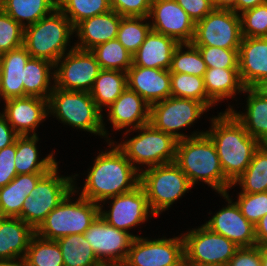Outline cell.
<instances>
[{
	"label": "cell",
	"instance_id": "obj_44",
	"mask_svg": "<svg viewBox=\"0 0 267 266\" xmlns=\"http://www.w3.org/2000/svg\"><path fill=\"white\" fill-rule=\"evenodd\" d=\"M243 37H267V3L240 14Z\"/></svg>",
	"mask_w": 267,
	"mask_h": 266
},
{
	"label": "cell",
	"instance_id": "obj_24",
	"mask_svg": "<svg viewBox=\"0 0 267 266\" xmlns=\"http://www.w3.org/2000/svg\"><path fill=\"white\" fill-rule=\"evenodd\" d=\"M35 230L18 217L0 216V260L25 258Z\"/></svg>",
	"mask_w": 267,
	"mask_h": 266
},
{
	"label": "cell",
	"instance_id": "obj_55",
	"mask_svg": "<svg viewBox=\"0 0 267 266\" xmlns=\"http://www.w3.org/2000/svg\"><path fill=\"white\" fill-rule=\"evenodd\" d=\"M253 88L262 96L267 98V77L263 78Z\"/></svg>",
	"mask_w": 267,
	"mask_h": 266
},
{
	"label": "cell",
	"instance_id": "obj_40",
	"mask_svg": "<svg viewBox=\"0 0 267 266\" xmlns=\"http://www.w3.org/2000/svg\"><path fill=\"white\" fill-rule=\"evenodd\" d=\"M206 70L201 53L192 43H181L175 48L169 72L204 77Z\"/></svg>",
	"mask_w": 267,
	"mask_h": 266
},
{
	"label": "cell",
	"instance_id": "obj_46",
	"mask_svg": "<svg viewBox=\"0 0 267 266\" xmlns=\"http://www.w3.org/2000/svg\"><path fill=\"white\" fill-rule=\"evenodd\" d=\"M152 0H110L111 10L122 17H149Z\"/></svg>",
	"mask_w": 267,
	"mask_h": 266
},
{
	"label": "cell",
	"instance_id": "obj_7",
	"mask_svg": "<svg viewBox=\"0 0 267 266\" xmlns=\"http://www.w3.org/2000/svg\"><path fill=\"white\" fill-rule=\"evenodd\" d=\"M75 195H78L77 199L74 198ZM99 210L98 203L82 197L73 190L46 216L35 230V234L43 239L55 241L68 235L84 234L99 215Z\"/></svg>",
	"mask_w": 267,
	"mask_h": 266
},
{
	"label": "cell",
	"instance_id": "obj_26",
	"mask_svg": "<svg viewBox=\"0 0 267 266\" xmlns=\"http://www.w3.org/2000/svg\"><path fill=\"white\" fill-rule=\"evenodd\" d=\"M179 43L153 30L132 56V65L169 70L172 55Z\"/></svg>",
	"mask_w": 267,
	"mask_h": 266
},
{
	"label": "cell",
	"instance_id": "obj_11",
	"mask_svg": "<svg viewBox=\"0 0 267 266\" xmlns=\"http://www.w3.org/2000/svg\"><path fill=\"white\" fill-rule=\"evenodd\" d=\"M184 263L226 266L239 247L228 238L211 231L204 224L181 233Z\"/></svg>",
	"mask_w": 267,
	"mask_h": 266
},
{
	"label": "cell",
	"instance_id": "obj_22",
	"mask_svg": "<svg viewBox=\"0 0 267 266\" xmlns=\"http://www.w3.org/2000/svg\"><path fill=\"white\" fill-rule=\"evenodd\" d=\"M238 69L245 88L267 77V37H243L238 50Z\"/></svg>",
	"mask_w": 267,
	"mask_h": 266
},
{
	"label": "cell",
	"instance_id": "obj_59",
	"mask_svg": "<svg viewBox=\"0 0 267 266\" xmlns=\"http://www.w3.org/2000/svg\"><path fill=\"white\" fill-rule=\"evenodd\" d=\"M5 0H0V10H2Z\"/></svg>",
	"mask_w": 267,
	"mask_h": 266
},
{
	"label": "cell",
	"instance_id": "obj_39",
	"mask_svg": "<svg viewBox=\"0 0 267 266\" xmlns=\"http://www.w3.org/2000/svg\"><path fill=\"white\" fill-rule=\"evenodd\" d=\"M91 52L95 55L101 69L127 72L132 66V55L117 38L96 46Z\"/></svg>",
	"mask_w": 267,
	"mask_h": 266
},
{
	"label": "cell",
	"instance_id": "obj_54",
	"mask_svg": "<svg viewBox=\"0 0 267 266\" xmlns=\"http://www.w3.org/2000/svg\"><path fill=\"white\" fill-rule=\"evenodd\" d=\"M0 266H27L24 258H17L12 260H0Z\"/></svg>",
	"mask_w": 267,
	"mask_h": 266
},
{
	"label": "cell",
	"instance_id": "obj_49",
	"mask_svg": "<svg viewBox=\"0 0 267 266\" xmlns=\"http://www.w3.org/2000/svg\"><path fill=\"white\" fill-rule=\"evenodd\" d=\"M196 23L213 9L211 0H175Z\"/></svg>",
	"mask_w": 267,
	"mask_h": 266
},
{
	"label": "cell",
	"instance_id": "obj_45",
	"mask_svg": "<svg viewBox=\"0 0 267 266\" xmlns=\"http://www.w3.org/2000/svg\"><path fill=\"white\" fill-rule=\"evenodd\" d=\"M207 68H238V50L214 46H195Z\"/></svg>",
	"mask_w": 267,
	"mask_h": 266
},
{
	"label": "cell",
	"instance_id": "obj_18",
	"mask_svg": "<svg viewBox=\"0 0 267 266\" xmlns=\"http://www.w3.org/2000/svg\"><path fill=\"white\" fill-rule=\"evenodd\" d=\"M219 195L226 200V206L214 213L204 225L211 231L228 238L239 248L257 246L255 226L243 216L239 206L229 195V191Z\"/></svg>",
	"mask_w": 267,
	"mask_h": 266
},
{
	"label": "cell",
	"instance_id": "obj_12",
	"mask_svg": "<svg viewBox=\"0 0 267 266\" xmlns=\"http://www.w3.org/2000/svg\"><path fill=\"white\" fill-rule=\"evenodd\" d=\"M240 15L230 9H213L195 23L194 46L239 49L242 41Z\"/></svg>",
	"mask_w": 267,
	"mask_h": 266
},
{
	"label": "cell",
	"instance_id": "obj_1",
	"mask_svg": "<svg viewBox=\"0 0 267 266\" xmlns=\"http://www.w3.org/2000/svg\"><path fill=\"white\" fill-rule=\"evenodd\" d=\"M100 151L87 170L83 187L76 185L79 174L73 175L74 190L82 197L100 204L107 198L127 193L140 185V172L113 141ZM79 190L81 192H79Z\"/></svg>",
	"mask_w": 267,
	"mask_h": 266
},
{
	"label": "cell",
	"instance_id": "obj_14",
	"mask_svg": "<svg viewBox=\"0 0 267 266\" xmlns=\"http://www.w3.org/2000/svg\"><path fill=\"white\" fill-rule=\"evenodd\" d=\"M105 204L110 206L109 210H104L105 206L103 205ZM99 206V215L108 224L128 233L131 229L147 222L149 217L151 219L157 217L151 211L146 193L141 185L130 192L107 198Z\"/></svg>",
	"mask_w": 267,
	"mask_h": 266
},
{
	"label": "cell",
	"instance_id": "obj_35",
	"mask_svg": "<svg viewBox=\"0 0 267 266\" xmlns=\"http://www.w3.org/2000/svg\"><path fill=\"white\" fill-rule=\"evenodd\" d=\"M60 246L64 266H104L96 257L84 234L61 237Z\"/></svg>",
	"mask_w": 267,
	"mask_h": 266
},
{
	"label": "cell",
	"instance_id": "obj_33",
	"mask_svg": "<svg viewBox=\"0 0 267 266\" xmlns=\"http://www.w3.org/2000/svg\"><path fill=\"white\" fill-rule=\"evenodd\" d=\"M56 8L57 0H5L2 10L25 28L50 15Z\"/></svg>",
	"mask_w": 267,
	"mask_h": 266
},
{
	"label": "cell",
	"instance_id": "obj_23",
	"mask_svg": "<svg viewBox=\"0 0 267 266\" xmlns=\"http://www.w3.org/2000/svg\"><path fill=\"white\" fill-rule=\"evenodd\" d=\"M122 16L114 10L82 20L74 27L75 48L91 51L96 46L117 38Z\"/></svg>",
	"mask_w": 267,
	"mask_h": 266
},
{
	"label": "cell",
	"instance_id": "obj_9",
	"mask_svg": "<svg viewBox=\"0 0 267 266\" xmlns=\"http://www.w3.org/2000/svg\"><path fill=\"white\" fill-rule=\"evenodd\" d=\"M58 164L45 173L26 197L21 210V219L36 230L46 216L74 190L73 174L59 175Z\"/></svg>",
	"mask_w": 267,
	"mask_h": 266
},
{
	"label": "cell",
	"instance_id": "obj_20",
	"mask_svg": "<svg viewBox=\"0 0 267 266\" xmlns=\"http://www.w3.org/2000/svg\"><path fill=\"white\" fill-rule=\"evenodd\" d=\"M107 120L114 131L137 129L149 123L150 105L136 92L126 88L108 107Z\"/></svg>",
	"mask_w": 267,
	"mask_h": 266
},
{
	"label": "cell",
	"instance_id": "obj_27",
	"mask_svg": "<svg viewBox=\"0 0 267 266\" xmlns=\"http://www.w3.org/2000/svg\"><path fill=\"white\" fill-rule=\"evenodd\" d=\"M245 93L246 112H238L230 104L225 111H231L251 137L256 138L261 144H267V98L254 88H245L243 94Z\"/></svg>",
	"mask_w": 267,
	"mask_h": 266
},
{
	"label": "cell",
	"instance_id": "obj_25",
	"mask_svg": "<svg viewBox=\"0 0 267 266\" xmlns=\"http://www.w3.org/2000/svg\"><path fill=\"white\" fill-rule=\"evenodd\" d=\"M1 58L0 100L24 97V67L31 55L24 46L5 52Z\"/></svg>",
	"mask_w": 267,
	"mask_h": 266
},
{
	"label": "cell",
	"instance_id": "obj_43",
	"mask_svg": "<svg viewBox=\"0 0 267 266\" xmlns=\"http://www.w3.org/2000/svg\"><path fill=\"white\" fill-rule=\"evenodd\" d=\"M235 202L243 216L254 226L267 214V191L260 193L238 192Z\"/></svg>",
	"mask_w": 267,
	"mask_h": 266
},
{
	"label": "cell",
	"instance_id": "obj_38",
	"mask_svg": "<svg viewBox=\"0 0 267 266\" xmlns=\"http://www.w3.org/2000/svg\"><path fill=\"white\" fill-rule=\"evenodd\" d=\"M152 30L148 17H122L117 40L133 56Z\"/></svg>",
	"mask_w": 267,
	"mask_h": 266
},
{
	"label": "cell",
	"instance_id": "obj_16",
	"mask_svg": "<svg viewBox=\"0 0 267 266\" xmlns=\"http://www.w3.org/2000/svg\"><path fill=\"white\" fill-rule=\"evenodd\" d=\"M84 237L98 260L104 266H112L126 260L132 241L137 235L116 229L98 215L84 232Z\"/></svg>",
	"mask_w": 267,
	"mask_h": 266
},
{
	"label": "cell",
	"instance_id": "obj_21",
	"mask_svg": "<svg viewBox=\"0 0 267 266\" xmlns=\"http://www.w3.org/2000/svg\"><path fill=\"white\" fill-rule=\"evenodd\" d=\"M126 74L127 88L138 93L150 106L171 96L169 70L132 65Z\"/></svg>",
	"mask_w": 267,
	"mask_h": 266
},
{
	"label": "cell",
	"instance_id": "obj_52",
	"mask_svg": "<svg viewBox=\"0 0 267 266\" xmlns=\"http://www.w3.org/2000/svg\"><path fill=\"white\" fill-rule=\"evenodd\" d=\"M265 3H267V0H236V4L231 10L240 15L246 10Z\"/></svg>",
	"mask_w": 267,
	"mask_h": 266
},
{
	"label": "cell",
	"instance_id": "obj_48",
	"mask_svg": "<svg viewBox=\"0 0 267 266\" xmlns=\"http://www.w3.org/2000/svg\"><path fill=\"white\" fill-rule=\"evenodd\" d=\"M226 266H262L259 247L239 248Z\"/></svg>",
	"mask_w": 267,
	"mask_h": 266
},
{
	"label": "cell",
	"instance_id": "obj_32",
	"mask_svg": "<svg viewBox=\"0 0 267 266\" xmlns=\"http://www.w3.org/2000/svg\"><path fill=\"white\" fill-rule=\"evenodd\" d=\"M127 88V74L120 70L101 69L95 79L91 97L96 103L97 108L104 113ZM104 109V110H103Z\"/></svg>",
	"mask_w": 267,
	"mask_h": 266
},
{
	"label": "cell",
	"instance_id": "obj_58",
	"mask_svg": "<svg viewBox=\"0 0 267 266\" xmlns=\"http://www.w3.org/2000/svg\"><path fill=\"white\" fill-rule=\"evenodd\" d=\"M112 266H130L129 264H127L125 261L124 262H120V263H116Z\"/></svg>",
	"mask_w": 267,
	"mask_h": 266
},
{
	"label": "cell",
	"instance_id": "obj_5",
	"mask_svg": "<svg viewBox=\"0 0 267 266\" xmlns=\"http://www.w3.org/2000/svg\"><path fill=\"white\" fill-rule=\"evenodd\" d=\"M131 132H137V135L127 139ZM123 135L124 141L121 140L119 143L113 140V142L139 172L175 161L178 140L154 128L150 123L125 131Z\"/></svg>",
	"mask_w": 267,
	"mask_h": 266
},
{
	"label": "cell",
	"instance_id": "obj_4",
	"mask_svg": "<svg viewBox=\"0 0 267 266\" xmlns=\"http://www.w3.org/2000/svg\"><path fill=\"white\" fill-rule=\"evenodd\" d=\"M49 117L76 130H83L106 142L113 141L105 127L103 113L87 91H65L54 86L48 99ZM109 136V137H108Z\"/></svg>",
	"mask_w": 267,
	"mask_h": 266
},
{
	"label": "cell",
	"instance_id": "obj_37",
	"mask_svg": "<svg viewBox=\"0 0 267 266\" xmlns=\"http://www.w3.org/2000/svg\"><path fill=\"white\" fill-rule=\"evenodd\" d=\"M24 259L27 266H64L57 241L46 240L36 234L31 238Z\"/></svg>",
	"mask_w": 267,
	"mask_h": 266
},
{
	"label": "cell",
	"instance_id": "obj_13",
	"mask_svg": "<svg viewBox=\"0 0 267 266\" xmlns=\"http://www.w3.org/2000/svg\"><path fill=\"white\" fill-rule=\"evenodd\" d=\"M100 70L91 51L74 47L54 64L55 87L65 91L90 92Z\"/></svg>",
	"mask_w": 267,
	"mask_h": 266
},
{
	"label": "cell",
	"instance_id": "obj_34",
	"mask_svg": "<svg viewBox=\"0 0 267 266\" xmlns=\"http://www.w3.org/2000/svg\"><path fill=\"white\" fill-rule=\"evenodd\" d=\"M237 185L240 186V192L242 193H260L267 191V144H261L254 152L250 164L232 183L229 190Z\"/></svg>",
	"mask_w": 267,
	"mask_h": 266
},
{
	"label": "cell",
	"instance_id": "obj_19",
	"mask_svg": "<svg viewBox=\"0 0 267 266\" xmlns=\"http://www.w3.org/2000/svg\"><path fill=\"white\" fill-rule=\"evenodd\" d=\"M0 112L19 136L38 135L37 128L49 117L48 100L26 96L4 100Z\"/></svg>",
	"mask_w": 267,
	"mask_h": 266
},
{
	"label": "cell",
	"instance_id": "obj_8",
	"mask_svg": "<svg viewBox=\"0 0 267 266\" xmlns=\"http://www.w3.org/2000/svg\"><path fill=\"white\" fill-rule=\"evenodd\" d=\"M151 211L159 216L193 188L188 177L175 162L161 164L140 172Z\"/></svg>",
	"mask_w": 267,
	"mask_h": 266
},
{
	"label": "cell",
	"instance_id": "obj_30",
	"mask_svg": "<svg viewBox=\"0 0 267 266\" xmlns=\"http://www.w3.org/2000/svg\"><path fill=\"white\" fill-rule=\"evenodd\" d=\"M207 96L215 103L234 100L242 94L245 86L241 82L238 68H207L204 75Z\"/></svg>",
	"mask_w": 267,
	"mask_h": 266
},
{
	"label": "cell",
	"instance_id": "obj_6",
	"mask_svg": "<svg viewBox=\"0 0 267 266\" xmlns=\"http://www.w3.org/2000/svg\"><path fill=\"white\" fill-rule=\"evenodd\" d=\"M73 35L74 27L70 20L56 8L50 15L24 28L23 46L32 58L46 59L55 64L75 47L70 45Z\"/></svg>",
	"mask_w": 267,
	"mask_h": 266
},
{
	"label": "cell",
	"instance_id": "obj_41",
	"mask_svg": "<svg viewBox=\"0 0 267 266\" xmlns=\"http://www.w3.org/2000/svg\"><path fill=\"white\" fill-rule=\"evenodd\" d=\"M57 4L73 27L82 20L111 10L110 0H57Z\"/></svg>",
	"mask_w": 267,
	"mask_h": 266
},
{
	"label": "cell",
	"instance_id": "obj_53",
	"mask_svg": "<svg viewBox=\"0 0 267 266\" xmlns=\"http://www.w3.org/2000/svg\"><path fill=\"white\" fill-rule=\"evenodd\" d=\"M214 9H232L236 0H211Z\"/></svg>",
	"mask_w": 267,
	"mask_h": 266
},
{
	"label": "cell",
	"instance_id": "obj_56",
	"mask_svg": "<svg viewBox=\"0 0 267 266\" xmlns=\"http://www.w3.org/2000/svg\"><path fill=\"white\" fill-rule=\"evenodd\" d=\"M258 247L261 253V264L267 266V245H259Z\"/></svg>",
	"mask_w": 267,
	"mask_h": 266
},
{
	"label": "cell",
	"instance_id": "obj_29",
	"mask_svg": "<svg viewBox=\"0 0 267 266\" xmlns=\"http://www.w3.org/2000/svg\"><path fill=\"white\" fill-rule=\"evenodd\" d=\"M45 173L18 174L0 188V216L21 219L23 203Z\"/></svg>",
	"mask_w": 267,
	"mask_h": 266
},
{
	"label": "cell",
	"instance_id": "obj_50",
	"mask_svg": "<svg viewBox=\"0 0 267 266\" xmlns=\"http://www.w3.org/2000/svg\"><path fill=\"white\" fill-rule=\"evenodd\" d=\"M19 135L0 113V150L13 144Z\"/></svg>",
	"mask_w": 267,
	"mask_h": 266
},
{
	"label": "cell",
	"instance_id": "obj_57",
	"mask_svg": "<svg viewBox=\"0 0 267 266\" xmlns=\"http://www.w3.org/2000/svg\"><path fill=\"white\" fill-rule=\"evenodd\" d=\"M183 266H222V265H208L200 263H183Z\"/></svg>",
	"mask_w": 267,
	"mask_h": 266
},
{
	"label": "cell",
	"instance_id": "obj_17",
	"mask_svg": "<svg viewBox=\"0 0 267 266\" xmlns=\"http://www.w3.org/2000/svg\"><path fill=\"white\" fill-rule=\"evenodd\" d=\"M148 18L153 31L179 44L193 41L195 22L175 0H152Z\"/></svg>",
	"mask_w": 267,
	"mask_h": 266
},
{
	"label": "cell",
	"instance_id": "obj_51",
	"mask_svg": "<svg viewBox=\"0 0 267 266\" xmlns=\"http://www.w3.org/2000/svg\"><path fill=\"white\" fill-rule=\"evenodd\" d=\"M256 245H267V214L255 225Z\"/></svg>",
	"mask_w": 267,
	"mask_h": 266
},
{
	"label": "cell",
	"instance_id": "obj_10",
	"mask_svg": "<svg viewBox=\"0 0 267 266\" xmlns=\"http://www.w3.org/2000/svg\"><path fill=\"white\" fill-rule=\"evenodd\" d=\"M208 111L210 110L197 100L170 96L150 106L149 123L179 141L205 134L206 131L199 130L188 135L180 130L194 126L197 119Z\"/></svg>",
	"mask_w": 267,
	"mask_h": 266
},
{
	"label": "cell",
	"instance_id": "obj_15",
	"mask_svg": "<svg viewBox=\"0 0 267 266\" xmlns=\"http://www.w3.org/2000/svg\"><path fill=\"white\" fill-rule=\"evenodd\" d=\"M135 237L125 260L130 266H183L185 260L182 234L173 238Z\"/></svg>",
	"mask_w": 267,
	"mask_h": 266
},
{
	"label": "cell",
	"instance_id": "obj_31",
	"mask_svg": "<svg viewBox=\"0 0 267 266\" xmlns=\"http://www.w3.org/2000/svg\"><path fill=\"white\" fill-rule=\"evenodd\" d=\"M54 80V64L46 59L31 57L24 67V97L37 96L48 100L55 86Z\"/></svg>",
	"mask_w": 267,
	"mask_h": 266
},
{
	"label": "cell",
	"instance_id": "obj_3",
	"mask_svg": "<svg viewBox=\"0 0 267 266\" xmlns=\"http://www.w3.org/2000/svg\"><path fill=\"white\" fill-rule=\"evenodd\" d=\"M193 187L199 182L216 193H227L232 183L224 176L216 147L205 133L177 142L174 161Z\"/></svg>",
	"mask_w": 267,
	"mask_h": 266
},
{
	"label": "cell",
	"instance_id": "obj_42",
	"mask_svg": "<svg viewBox=\"0 0 267 266\" xmlns=\"http://www.w3.org/2000/svg\"><path fill=\"white\" fill-rule=\"evenodd\" d=\"M24 44V28L0 10V55L20 48Z\"/></svg>",
	"mask_w": 267,
	"mask_h": 266
},
{
	"label": "cell",
	"instance_id": "obj_60",
	"mask_svg": "<svg viewBox=\"0 0 267 266\" xmlns=\"http://www.w3.org/2000/svg\"><path fill=\"white\" fill-rule=\"evenodd\" d=\"M0 78H1V58H0Z\"/></svg>",
	"mask_w": 267,
	"mask_h": 266
},
{
	"label": "cell",
	"instance_id": "obj_2",
	"mask_svg": "<svg viewBox=\"0 0 267 266\" xmlns=\"http://www.w3.org/2000/svg\"><path fill=\"white\" fill-rule=\"evenodd\" d=\"M206 134L214 143L224 176L233 183L248 167L261 143L251 137L231 111L211 117Z\"/></svg>",
	"mask_w": 267,
	"mask_h": 266
},
{
	"label": "cell",
	"instance_id": "obj_36",
	"mask_svg": "<svg viewBox=\"0 0 267 266\" xmlns=\"http://www.w3.org/2000/svg\"><path fill=\"white\" fill-rule=\"evenodd\" d=\"M171 96L194 99L203 103L209 110L216 105L208 96L204 87V77L170 72Z\"/></svg>",
	"mask_w": 267,
	"mask_h": 266
},
{
	"label": "cell",
	"instance_id": "obj_47",
	"mask_svg": "<svg viewBox=\"0 0 267 266\" xmlns=\"http://www.w3.org/2000/svg\"><path fill=\"white\" fill-rule=\"evenodd\" d=\"M16 140L0 150V188L7 185L16 176L15 168Z\"/></svg>",
	"mask_w": 267,
	"mask_h": 266
},
{
	"label": "cell",
	"instance_id": "obj_28",
	"mask_svg": "<svg viewBox=\"0 0 267 266\" xmlns=\"http://www.w3.org/2000/svg\"><path fill=\"white\" fill-rule=\"evenodd\" d=\"M38 135H24L16 138L15 168L18 174L47 173L59 162L53 150L46 157L40 158L37 146Z\"/></svg>",
	"mask_w": 267,
	"mask_h": 266
}]
</instances>
